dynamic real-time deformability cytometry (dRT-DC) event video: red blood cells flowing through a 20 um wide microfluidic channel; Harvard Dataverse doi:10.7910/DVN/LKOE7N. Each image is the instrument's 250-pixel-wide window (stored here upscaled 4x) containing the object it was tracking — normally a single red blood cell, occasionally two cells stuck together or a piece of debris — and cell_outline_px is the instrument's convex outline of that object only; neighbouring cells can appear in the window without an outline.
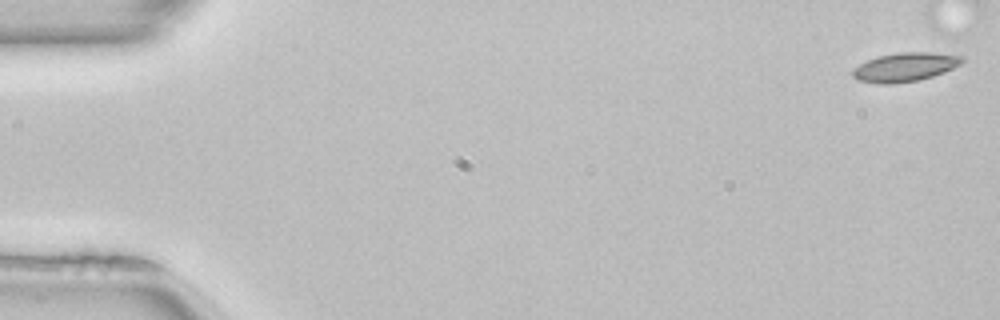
{"species": "common noctule bat (a hibernating species)", "species_latin": "Nyctalus noctula", "temperature_condition": "room temperature", "stored_images_in_passage": 16, "camera_frame_rate_fps": 3000, "um_per_image_px": 0.085, "animal": {"sex": "female", "body_mass_g": 22.7, "forearm_length_mm": 54.2}, "frame": {"image": 1, "passage_image": 1, "time_ms": 0.0, "image_size_px": [1000, 320], "cell_outline_px": [[964, 60], [960, 64], [944, 72], [920, 80], [892, 84], [876, 84], [856, 80], [852, 76], [852, 68], [868, 60], [880, 56], [900, 52], [956, 52], [964, 56]], "centroid_in_image_um": [76.97, 5.69], "position_along_channel_um": 8.0, "area_um2": 18.84}}
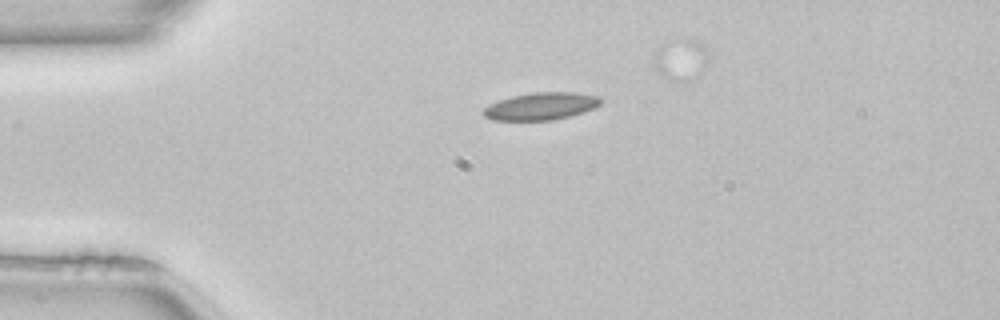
{"frame": {"image": 2, "passage_image": 12, "time_ms": 3.667, "image_size_px": [1000, 320], "cell_outline_px": [[600, 104], [584, 112], [552, 120], [492, 120], [484, 116], [480, 112], [484, 108], [500, 100], [512, 96], [532, 92], [572, 92], [600, 96]], "centroid_in_image_um": [45.96, 9.02], "position_along_channel_um": 39.0, "area_um2": 18.55}}